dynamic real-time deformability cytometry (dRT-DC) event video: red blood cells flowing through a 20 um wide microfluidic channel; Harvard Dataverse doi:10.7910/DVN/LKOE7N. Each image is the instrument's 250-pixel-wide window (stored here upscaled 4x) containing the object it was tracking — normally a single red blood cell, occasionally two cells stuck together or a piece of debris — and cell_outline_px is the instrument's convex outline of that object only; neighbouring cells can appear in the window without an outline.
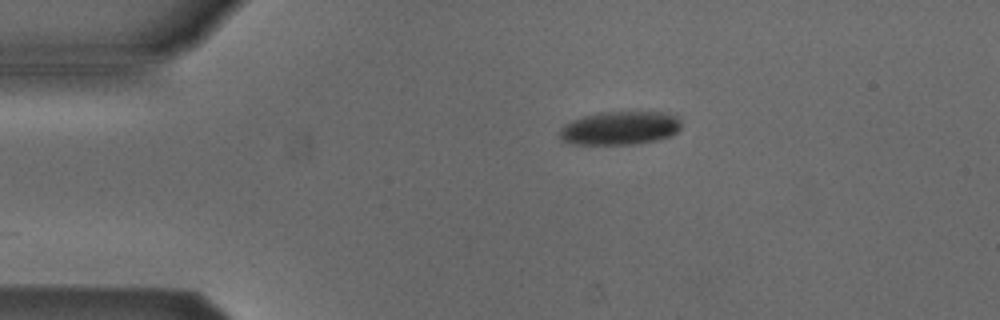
{"species": "Egyptian fruit bat (a non-hibernating species)", "species_latin": "Rousettus aegyptiacus", "temperature_condition": "cold", "stored_images_in_passage": 3, "camera_frame_rate_fps": 3000, "um_per_image_px": 0.085, "animal": {"sex": "male"}, "frame": {"image": 1, "passage_image": 3, "time_ms": 2.333, "image_size_px": [1000, 320], "cell_outline_px": [[680, 128], [672, 136], [656, 140], [632, 144], [572, 144], [564, 140], [560, 136], [560, 132], [564, 124], [572, 120], [584, 116], [600, 112], [668, 112], [680, 116]], "centroid_in_image_um": [52.75, 10.87], "position_along_channel_um": 32.3, "area_um2": 23.76}}